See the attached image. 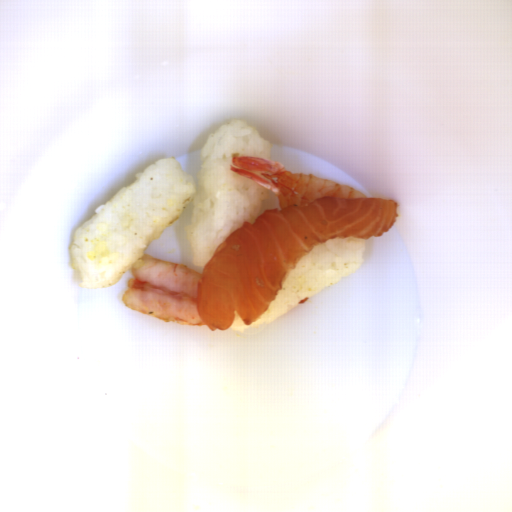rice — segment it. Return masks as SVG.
Listing matches in <instances>:
<instances>
[{"mask_svg": "<svg viewBox=\"0 0 512 512\" xmlns=\"http://www.w3.org/2000/svg\"><path fill=\"white\" fill-rule=\"evenodd\" d=\"M272 146L256 128L232 120L210 135L200 152L196 177L173 157H164L136 174L73 233L71 270L85 290L102 289L120 281L135 260L146 256L188 205L192 212L184 231L191 260L204 269L218 247L245 222L261 215L269 189L231 171L235 156L269 161Z\"/></svg>", "mask_w": 512, "mask_h": 512, "instance_id": "652b925c", "label": "rice"}, {"mask_svg": "<svg viewBox=\"0 0 512 512\" xmlns=\"http://www.w3.org/2000/svg\"><path fill=\"white\" fill-rule=\"evenodd\" d=\"M365 252V239L354 237H337L315 247L287 274L281 291L257 321L245 325L235 313L228 328L244 332L278 319L303 299L310 298L354 274L363 265Z\"/></svg>", "mask_w": 512, "mask_h": 512, "instance_id": "023b6e5f", "label": "rice"}]
</instances>
